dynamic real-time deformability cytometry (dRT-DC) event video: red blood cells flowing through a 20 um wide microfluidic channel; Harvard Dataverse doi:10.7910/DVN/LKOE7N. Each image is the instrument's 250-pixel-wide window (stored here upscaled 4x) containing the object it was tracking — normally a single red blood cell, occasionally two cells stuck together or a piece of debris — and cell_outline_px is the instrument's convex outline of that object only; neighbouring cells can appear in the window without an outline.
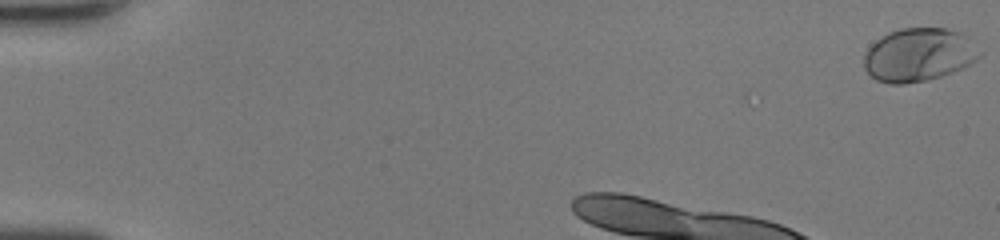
{"species": "human", "species_latin": "Homo sapiens", "temperature_condition": "room temperature", "stored_images_in_passage": 10, "camera_frame_rate_fps": 3000, "um_per_image_px": 0.085, "donor": {"sex": "female"}, "frame": {"image": 1, "passage_image": 1, "time_ms": 0.0, "image_size_px": [1000, 240], "cell_outline_px": [[984, 52], [976, 60], [964, 68], [940, 76], [924, 80], [904, 84], [892, 84], [876, 80], [864, 68], [864, 52], [876, 40], [888, 32], [900, 28], [948, 28], [960, 32], [968, 36]], "centroid_in_image_um": [78.13, 4.64], "position_along_channel_um": 6.9, "area_um2": 36.24}}